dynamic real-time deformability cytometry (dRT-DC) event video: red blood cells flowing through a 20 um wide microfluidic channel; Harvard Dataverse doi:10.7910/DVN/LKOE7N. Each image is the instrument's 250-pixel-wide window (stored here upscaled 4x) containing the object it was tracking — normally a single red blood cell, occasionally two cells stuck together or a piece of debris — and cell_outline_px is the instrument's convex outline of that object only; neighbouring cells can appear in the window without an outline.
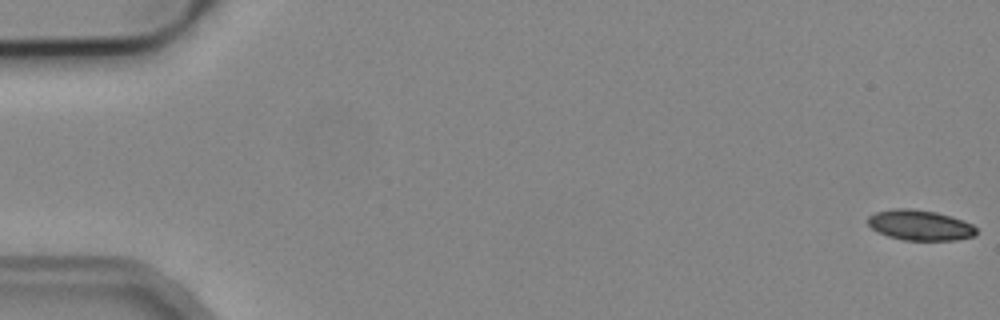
{"species": "common noctule bat (a hibernating species)", "species_latin": "Nyctalus noctula", "temperature_condition": "cold", "stored_images_in_passage": 53, "camera_frame_rate_fps": 3000, "um_per_image_px": 0.085, "animal": {"sex": "male", "body_mass_g": 19.2, "forearm_length_mm": 51.8}, "frame": {"image": 1, "passage_image": 1, "time_ms": 0.0, "image_size_px": [1000, 320], "cell_outline_px": [[976, 232], [972, 236], [956, 240], [904, 240], [888, 236], [872, 228], [868, 224], [868, 216], [876, 212], [896, 208], [908, 208], [936, 212], [972, 224], [976, 228]], "centroid_in_image_um": [78.17, 19.14], "position_along_channel_um": 6.8, "area_um2": 18.84}}
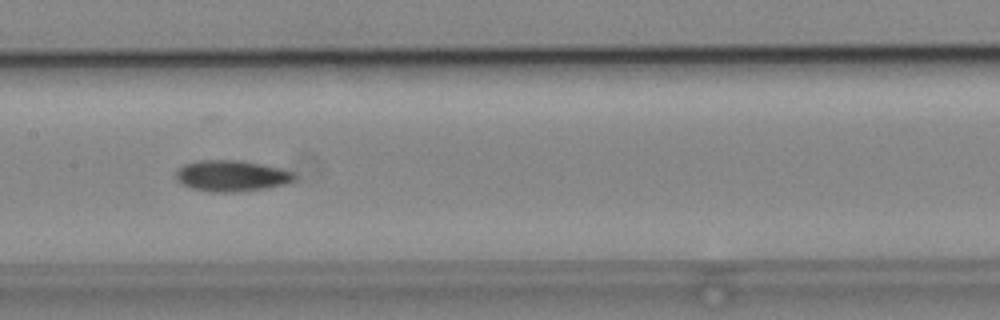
{"frame": {"image": 2, "passage_image": 27, "time_ms": 8.667, "image_size_px": [1000, 320], "cell_outline_px": [[296, 176], [292, 180], [284, 184], [264, 188], [236, 192], [208, 192], [192, 188], [176, 180], [176, 172], [184, 164], [200, 160], [240, 160], [280, 168], [292, 172]], "centroid_in_image_um": [19.65, 14.94], "position_along_channel_um": 187.8, "area_um2": 21.21}}
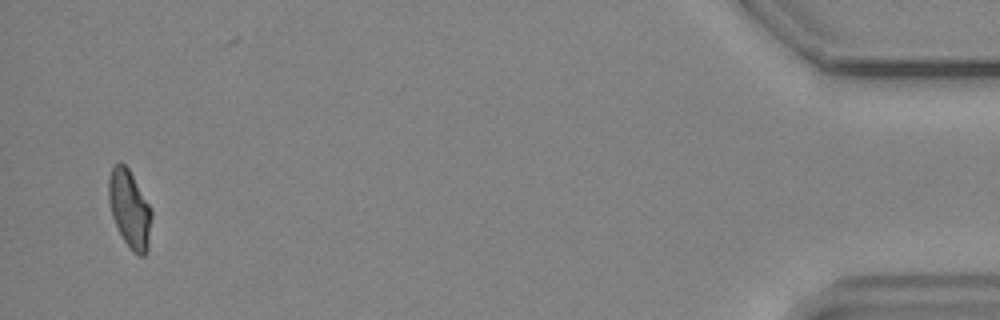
{"frame": {"image": 3, "passage_image": 52, "time_ms": 17.0, "image_size_px": [1000, 320], "cell_outline_px": [[152, 216], [148, 252], [144, 256], [140, 256], [132, 252], [124, 240], [112, 216], [108, 200], [108, 176], [112, 168], [120, 160], [128, 168], [152, 208]], "centroid_in_image_um": [11.03, 17.77], "position_along_channel_um": 424.2, "area_um2": 19.65}, "authors_computed_cell_mechanics": {"area_um2": 20.1144, "velocity_mm_per_s": 3.882, "shape_relaxation_time_tau1_ms": 7.2704, "shape_relaxation_time_tau2_ms": null, "deformation_change_tau1": 0.1615, "deformation_change_tau2": null}}